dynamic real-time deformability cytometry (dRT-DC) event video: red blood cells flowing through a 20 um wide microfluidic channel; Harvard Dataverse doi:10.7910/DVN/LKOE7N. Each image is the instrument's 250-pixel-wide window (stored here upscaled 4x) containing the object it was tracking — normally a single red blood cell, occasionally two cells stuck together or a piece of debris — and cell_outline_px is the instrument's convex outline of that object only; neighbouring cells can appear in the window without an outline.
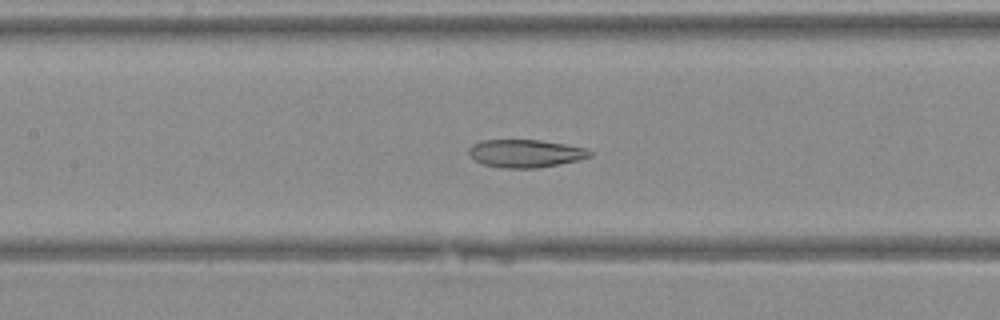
{"species": "Egyptian fruit bat (a non-hibernating species)", "species_latin": "Rousettus aegyptiacus", "temperature_condition": "warm", "stored_images_in_passage": 31, "camera_frame_rate_fps": 3000, "um_per_image_px": 0.085, "animal": {"sex": "female"}, "frame": {"image": 1, "passage_image": 9, "time_ms": 2.667, "image_size_px": [1000, 320], "cell_outline_px": [[592, 156], [580, 160], [536, 168], [504, 168], [484, 164], [476, 160], [468, 152], [468, 148], [472, 144], [480, 140], [540, 140], [588, 148], [592, 152]], "centroid_in_image_um": [44.69, 13.03], "position_along_channel_um": 162.7, "area_um2": 19.65}}
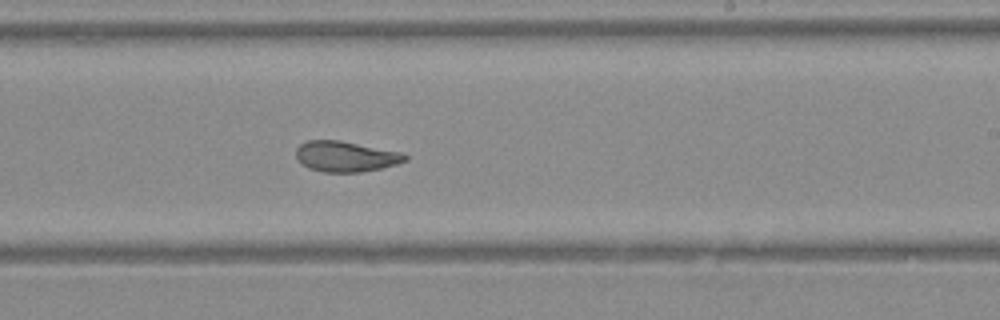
{"frame": {"image": 2, "passage_image": 15, "time_ms": 4.667, "image_size_px": [1000, 320], "cell_outline_px": [[408, 160], [396, 164], [380, 168], [360, 172], [324, 172], [308, 168], [300, 164], [296, 156], [296, 148], [300, 144], [308, 140], [340, 140], [400, 152], [408, 156]], "centroid_in_image_um": [29.35, 13.3], "position_along_channel_um": 259.7, "area_um2": 19.42}}
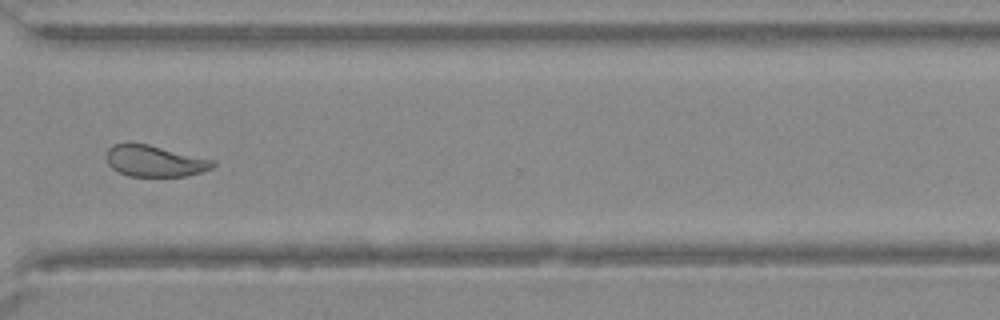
{"frame": {"image": 3, "passage_image": 21, "time_ms": 6.667, "image_size_px": [1000, 320], "cell_outline_px": [[216, 164], [212, 168], [188, 176], [128, 176], [112, 168], [108, 164], [104, 156], [108, 148], [112, 144], [148, 144], [216, 160]], "centroid_in_image_um": [13.15, 13.69], "position_along_channel_um": 357.4, "area_um2": 19.48}}